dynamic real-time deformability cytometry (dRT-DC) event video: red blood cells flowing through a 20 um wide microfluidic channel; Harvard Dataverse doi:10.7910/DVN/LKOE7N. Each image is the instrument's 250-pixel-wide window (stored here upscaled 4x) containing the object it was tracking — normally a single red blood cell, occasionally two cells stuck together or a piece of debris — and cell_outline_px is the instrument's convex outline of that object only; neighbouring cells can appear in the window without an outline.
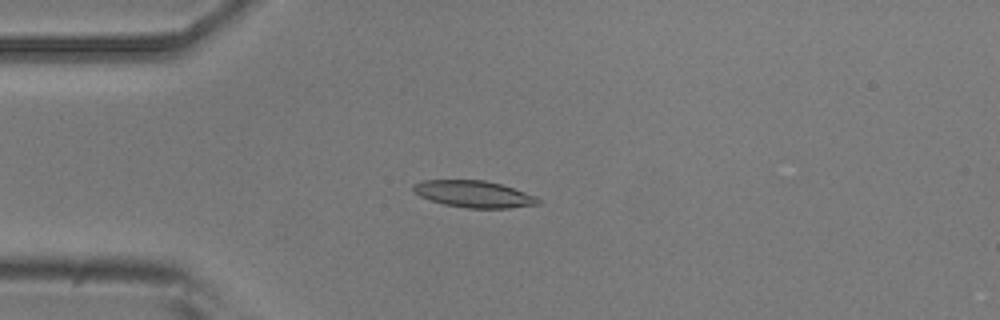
{"species": "common noctule bat (a hibernating species)", "species_latin": "Nyctalus noctula", "temperature_condition": "room temperature", "stored_images_in_passage": 7, "camera_frame_rate_fps": 3000, "um_per_image_px": 0.085, "animal": {"sex": "male", "body_mass_g": 20.5, "forearm_length_mm": 52.5}, "frame": {"image": 1, "passage_image": 3, "time_ms": 2.333, "image_size_px": [1000, 320], "cell_outline_px": [[540, 204], [508, 208], [468, 208], [444, 204], [420, 196], [412, 192], [412, 184], [420, 180], [484, 180], [500, 184], [536, 196], [540, 200]], "centroid_in_image_um": [40.23, 16.49], "position_along_channel_um": 44.8, "area_um2": 19.42}}
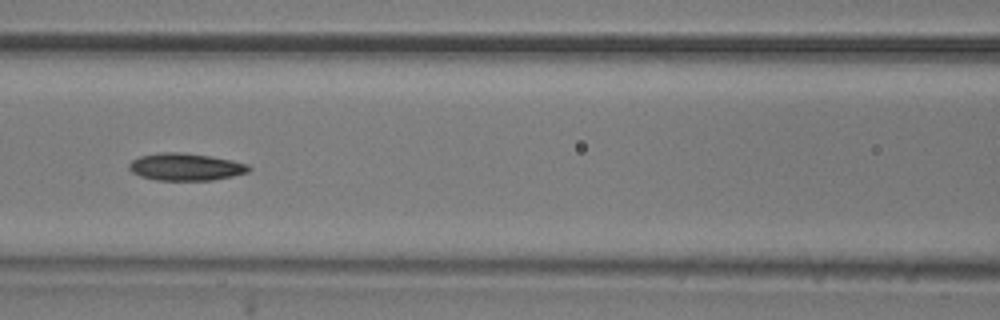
{"frame": {"image": 2, "passage_image": 6, "time_ms": 5.667, "image_size_px": [1000, 320], "cell_outline_px": [[252, 168], [248, 172], [232, 176], [212, 180], [156, 180], [140, 176], [132, 172], [128, 168], [128, 164], [132, 160], [140, 156], [160, 152], [184, 152], [232, 160], [248, 164]], "centroid_in_image_um": [15.77, 14.18], "position_along_channel_um": 150.8, "area_um2": 19.07}}
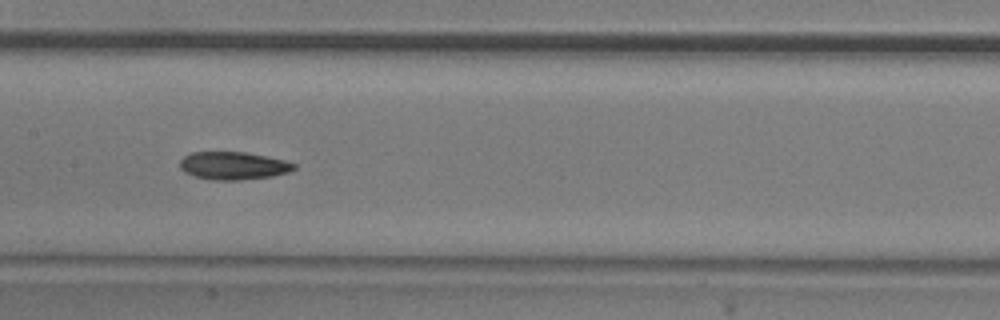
{"frame": {"image": 3, "passage_image": 7, "time_ms": 6.667, "image_size_px": [1000, 320], "cell_outline_px": [[296, 168], [288, 172], [272, 176], [240, 180], [212, 180], [196, 176], [184, 172], [180, 168], [180, 160], [184, 156], [192, 152], [244, 152], [284, 160], [296, 164]], "centroid_in_image_um": [19.82, 14.08], "position_along_channel_um": 187.6, "area_um2": 18.38}}